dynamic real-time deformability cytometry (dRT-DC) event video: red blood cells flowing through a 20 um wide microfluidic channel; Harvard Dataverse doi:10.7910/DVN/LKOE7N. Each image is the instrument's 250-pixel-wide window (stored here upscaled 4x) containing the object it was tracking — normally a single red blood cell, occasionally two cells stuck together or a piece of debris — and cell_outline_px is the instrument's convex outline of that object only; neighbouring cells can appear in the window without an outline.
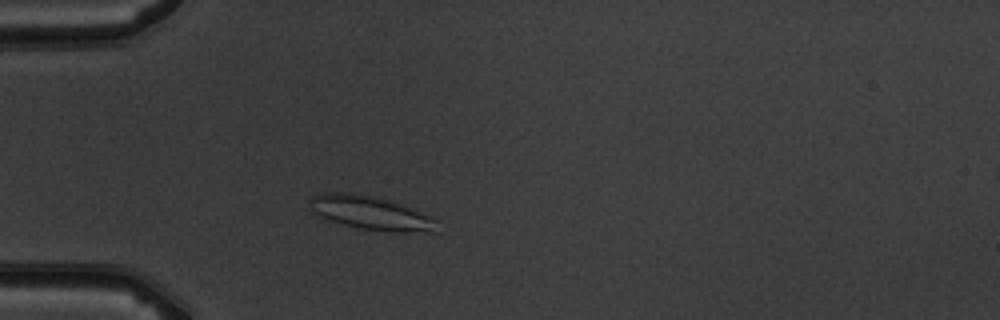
{"species": "common noctule bat (a hibernating species)", "species_latin": "Nyctalus noctula", "temperature_condition": "warm", "stored_images_in_passage": 2, "camera_frame_rate_fps": 3000, "um_per_image_px": 0.085, "animal": {"sex": "male", "body_mass_g": 19.5, "forearm_length_mm": 54.6}, "frame": {"image": 1, "passage_image": 2, "time_ms": 2.0, "image_size_px": [1000, 320], "cell_outline_px": [[436, 232], [388, 232], [360, 228], [344, 224], [332, 220], [312, 212], [308, 208], [308, 200], [312, 196], [324, 192], [352, 192], [372, 196], [388, 200], [428, 216], [436, 220]], "centroid_in_image_um": [31.44, 18.09], "position_along_channel_um": 53.6, "area_um2": 24.62}}